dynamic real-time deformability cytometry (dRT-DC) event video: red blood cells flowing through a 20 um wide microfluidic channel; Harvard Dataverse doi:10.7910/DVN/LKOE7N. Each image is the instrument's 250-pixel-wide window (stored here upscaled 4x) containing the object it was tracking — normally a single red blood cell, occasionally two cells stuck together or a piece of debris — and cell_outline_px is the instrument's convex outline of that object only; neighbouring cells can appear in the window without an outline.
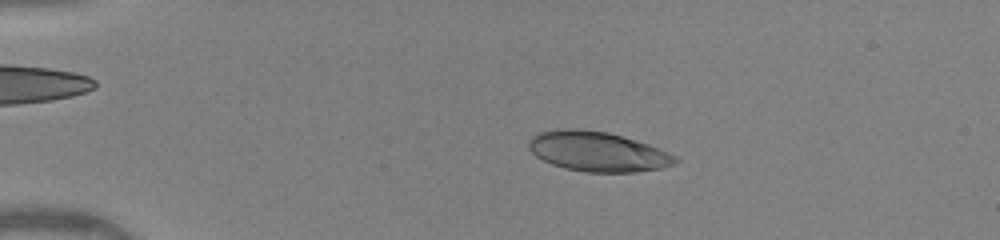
{"species": "human", "species_latin": "Homo sapiens", "temperature_condition": "warm", "stored_images_in_passage": 49, "camera_frame_rate_fps": 3000, "um_per_image_px": 0.085, "donor": {"sex": "female"}, "frame": {"image": 1, "passage_image": 10, "time_ms": 3.0, "image_size_px": [1000, 240], "cell_outline_px": [[680, 160], [676, 164], [660, 168], [636, 172], [584, 172], [564, 168], [552, 164], [536, 156], [528, 148], [528, 140], [532, 136], [540, 132], [556, 128], [580, 128], [608, 132], [648, 144], [668, 152], [676, 156]], "centroid_in_image_um": [50.78, 12.87], "position_along_channel_um": 34.2, "area_um2": 34.22}}
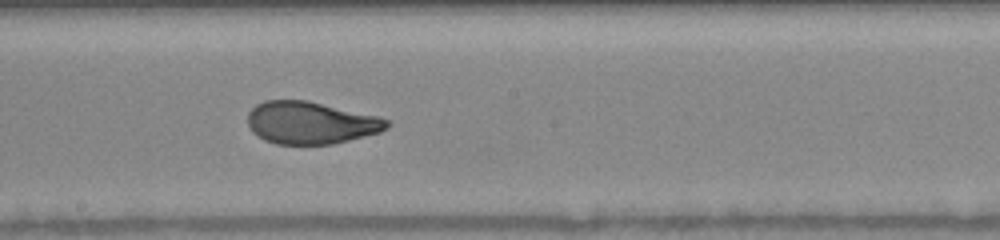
{"frame": {"image": 2, "passage_image": 28, "time_ms": 9.0, "image_size_px": [1000, 240], "cell_outline_px": [[392, 124], [388, 128], [380, 132], [332, 144], [276, 144], [264, 140], [252, 132], [248, 124], [248, 112], [256, 104], [264, 100], [308, 100], [380, 116], [392, 120]], "centroid_in_image_um": [26.44, 10.42], "position_along_channel_um": 221.8, "area_um2": 34.74}}
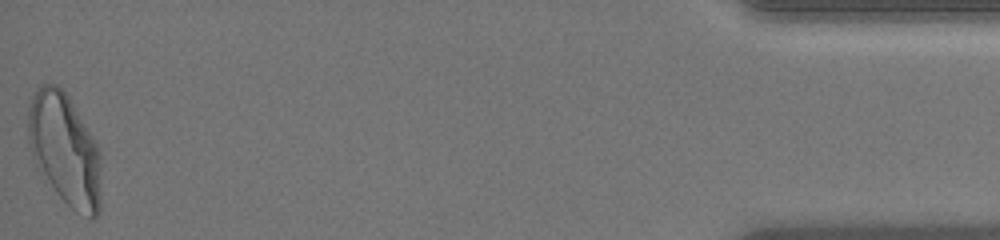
{"frame": {"image": 3, "passage_image": 49, "time_ms": 16.0, "image_size_px": [1000, 240], "cell_outline_px": [[100, 212], [96, 216], [92, 216], [76, 212], [56, 192], [36, 164], [32, 156], [28, 144], [28, 104], [36, 88], [40, 84], [56, 84], [68, 96], [92, 136], [100, 152]], "centroid_in_image_um": [5.48, 12.67], "position_along_channel_um": 429.7, "area_um2": 47.05}, "authors_computed_cell_mechanics": {"area_um2": 34.969, "velocity_mm_per_s": 4.112, "shape_relaxation_time_tau1_ms": 5.2857, "shape_relaxation_time_tau2_ms": null, "deformation_change_tau1": 0.2184, "deformation_change_tau2": null}}